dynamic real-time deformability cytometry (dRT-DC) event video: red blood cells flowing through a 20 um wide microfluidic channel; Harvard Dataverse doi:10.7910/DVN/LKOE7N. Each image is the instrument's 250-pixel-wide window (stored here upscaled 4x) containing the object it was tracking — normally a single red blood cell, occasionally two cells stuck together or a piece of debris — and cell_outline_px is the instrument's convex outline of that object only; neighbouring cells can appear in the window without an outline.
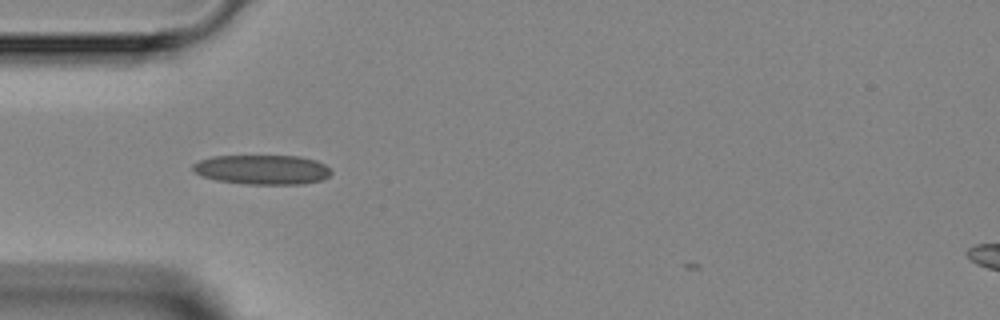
{"species": "Egyptian fruit bat (a non-hibernating species)", "species_latin": "Rousettus aegyptiacus", "temperature_condition": "room temperature", "stored_images_in_passage": 5, "camera_frame_rate_fps": 3000, "um_per_image_px": 0.085, "animal": {"sex": "female"}, "frame": {"image": 1, "passage_image": 4, "time_ms": 3.333, "image_size_px": [1000, 320], "cell_outline_px": [[332, 172], [328, 176], [320, 180], [300, 184], [244, 184], [216, 180], [200, 176], [192, 172], [192, 164], [200, 160], [212, 156], [300, 156], [316, 160], [324, 164]], "centroid_in_image_um": [22.24, 14.42], "position_along_channel_um": 62.8, "area_um2": 23.93}}
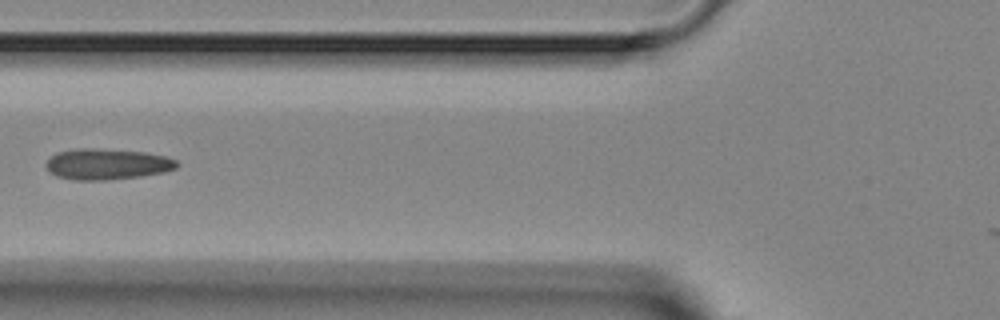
{"frame": {"image": 2, "passage_image": 5, "time_ms": 4.667, "image_size_px": [1000, 320], "cell_outline_px": [[180, 164], [176, 168], [164, 172], [140, 176], [104, 180], [72, 180], [56, 176], [48, 172], [44, 164], [56, 152], [80, 148], [92, 148], [144, 152], [164, 156], [176, 160]], "centroid_in_image_um": [9.06, 13.95], "position_along_channel_um": 116.7, "area_um2": 23.58}}